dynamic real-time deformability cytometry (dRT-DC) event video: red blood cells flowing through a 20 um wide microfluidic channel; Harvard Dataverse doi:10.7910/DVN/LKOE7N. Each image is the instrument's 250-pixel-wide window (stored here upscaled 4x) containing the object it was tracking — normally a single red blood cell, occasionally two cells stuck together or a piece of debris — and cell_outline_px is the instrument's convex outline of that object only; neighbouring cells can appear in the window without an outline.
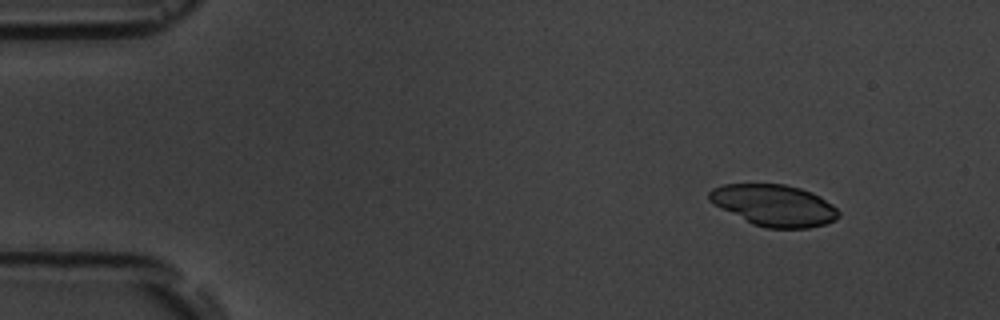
{"species": "common noctule bat (a hibernating species)", "species_latin": "Nyctalus noctula", "temperature_condition": "room temperature", "stored_images_in_passage": 3, "camera_frame_rate_fps": 3000, "um_per_image_px": 0.085, "animal": {"sex": "male", "body_mass_g": 19.5, "forearm_length_mm": 54.6}, "frame": {"image": 1, "passage_image": 1, "time_ms": 0.0, "image_size_px": [1000, 320], "cell_outline_px": [[840, 216], [836, 220], [824, 224], [808, 228], [764, 228], [752, 224], [720, 208], [708, 200], [708, 192], [712, 188], [724, 184], [784, 184], [800, 188], [812, 192], [820, 196], [832, 204], [840, 212]], "centroid_in_image_um": [65.79, 17.45], "position_along_channel_um": 19.2, "area_um2": 31.44}}